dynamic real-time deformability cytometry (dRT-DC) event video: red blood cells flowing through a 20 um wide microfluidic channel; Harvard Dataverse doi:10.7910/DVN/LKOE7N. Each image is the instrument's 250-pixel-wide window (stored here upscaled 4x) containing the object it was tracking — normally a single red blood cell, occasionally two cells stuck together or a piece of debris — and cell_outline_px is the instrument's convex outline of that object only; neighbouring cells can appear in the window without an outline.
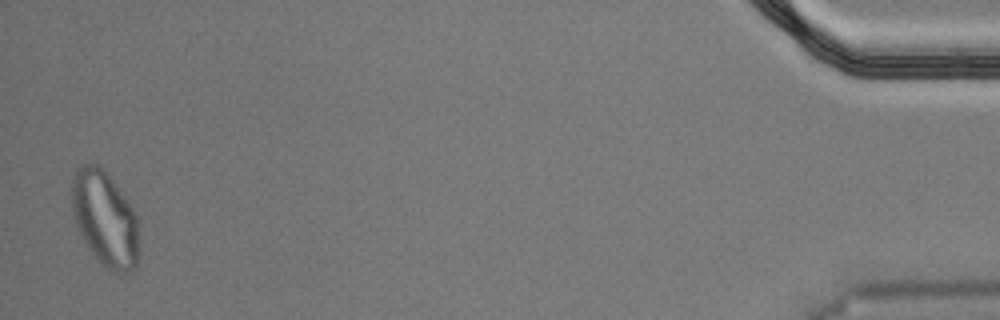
{"species": "Egyptian fruit bat (a non-hibernating species)", "species_latin": "Rousettus aegyptiacus", "temperature_condition": "cold", "stored_images_in_passage": 55, "segment_of_instrument_passage": [2, 2], "camera_frame_rate_fps": 3000, "um_per_image_px": 0.085, "animal": {"sex": "male"}, "frame": {"image": 1, "passage_image": 54, "time_ms": 17.667, "image_size_px": [1000, 320], "cell_outline_px": [[140, 256], [136, 264], [128, 272], [112, 272], [100, 264], [84, 240], [76, 224], [72, 212], [72, 180], [76, 168], [84, 164], [96, 164], [112, 180], [128, 200], [136, 216], [140, 244]], "centroid_in_image_um": [8.94, 18.62], "position_along_channel_um": 426.3, "area_um2": 37.17}}